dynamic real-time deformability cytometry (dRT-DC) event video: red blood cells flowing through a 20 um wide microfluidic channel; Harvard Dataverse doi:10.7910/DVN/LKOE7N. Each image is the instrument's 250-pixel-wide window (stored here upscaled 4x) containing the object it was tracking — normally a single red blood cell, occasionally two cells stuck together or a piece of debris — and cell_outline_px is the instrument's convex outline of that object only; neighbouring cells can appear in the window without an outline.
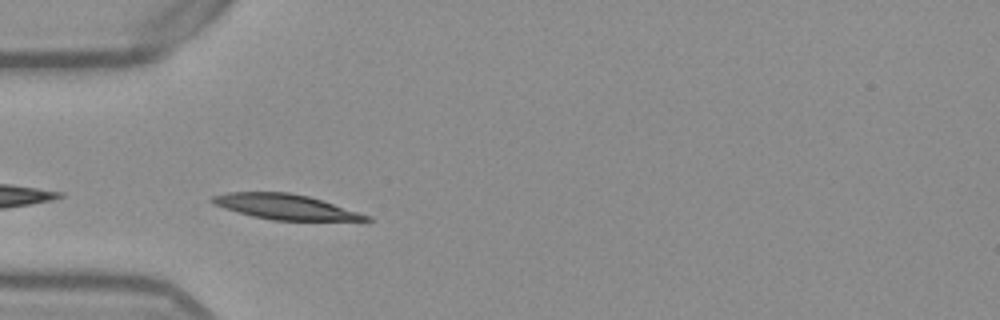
{"species": "Egyptian fruit bat (a non-hibernating species)", "species_latin": "Rousettus aegyptiacus", "temperature_condition": "warm", "stored_images_in_passage": 10, "camera_frame_rate_fps": 3000, "um_per_image_px": 0.085, "frame": {"image": 1, "passage_image": 2, "time_ms": 0.333, "image_size_px": [1000, 320], "cell_outline_px": [[372, 220], [368, 224], [272, 220], [252, 216], [224, 208], [212, 204], [208, 200], [212, 196], [228, 192], [288, 192], [308, 196], [372, 216]], "centroid_in_image_um": [24.47, 17.65], "position_along_channel_um": 60.5, "area_um2": 23.81}}